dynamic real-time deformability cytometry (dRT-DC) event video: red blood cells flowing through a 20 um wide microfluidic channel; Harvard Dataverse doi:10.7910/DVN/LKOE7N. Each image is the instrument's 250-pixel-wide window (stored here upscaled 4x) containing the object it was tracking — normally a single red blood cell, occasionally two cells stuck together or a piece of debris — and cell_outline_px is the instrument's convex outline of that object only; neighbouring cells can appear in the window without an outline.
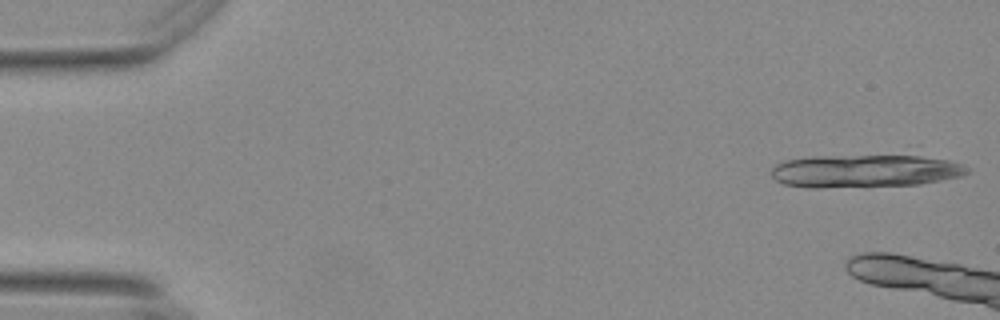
{"species": "Egyptian fruit bat (a non-hibernating species)", "species_latin": "Rousettus aegyptiacus", "temperature_condition": "warm", "stored_images_in_passage": 9, "camera_frame_rate_fps": 3000, "um_per_image_px": 0.085, "animal": {"sex": "female"}, "frame": {"image": 1, "passage_image": 1, "time_ms": 0.0, "image_size_px": [1000, 320], "cell_outline_px": [[968, 172], [960, 176], [920, 184], [864, 188], [804, 188], [784, 184], [776, 180], [772, 176], [772, 168], [776, 164], [788, 160], [812, 156], [920, 156], [948, 160], [964, 164], [968, 168]], "centroid_in_image_um": [73.49, 14.56], "position_along_channel_um": 11.5, "area_um2": 37.92}}